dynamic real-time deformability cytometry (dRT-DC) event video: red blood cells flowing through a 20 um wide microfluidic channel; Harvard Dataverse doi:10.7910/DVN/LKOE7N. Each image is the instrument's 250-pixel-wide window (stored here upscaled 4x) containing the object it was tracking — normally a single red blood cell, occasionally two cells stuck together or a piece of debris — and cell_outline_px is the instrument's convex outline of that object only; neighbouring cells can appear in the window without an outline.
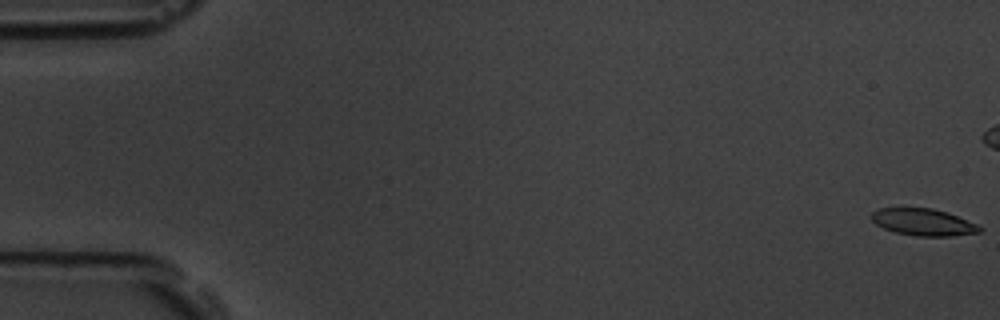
{"species": "common noctule bat (a hibernating species)", "species_latin": "Nyctalus noctula", "temperature_condition": "room temperature", "stored_images_in_passage": 14, "camera_frame_rate_fps": 3000, "um_per_image_px": 0.085, "animal": {"sex": "male", "body_mass_g": 19.5, "forearm_length_mm": 54.6}, "frame": {"image": 1, "passage_image": 1, "time_ms": 0.0, "image_size_px": [1000, 320], "cell_outline_px": [[984, 228], [980, 232], [952, 236], [916, 236], [896, 232], [884, 228], [876, 224], [872, 220], [872, 212], [876, 208], [932, 208], [948, 212], [976, 224]], "centroid_in_image_um": [78.49, 18.88], "position_along_channel_um": 6.5, "area_um2": 16.94}}
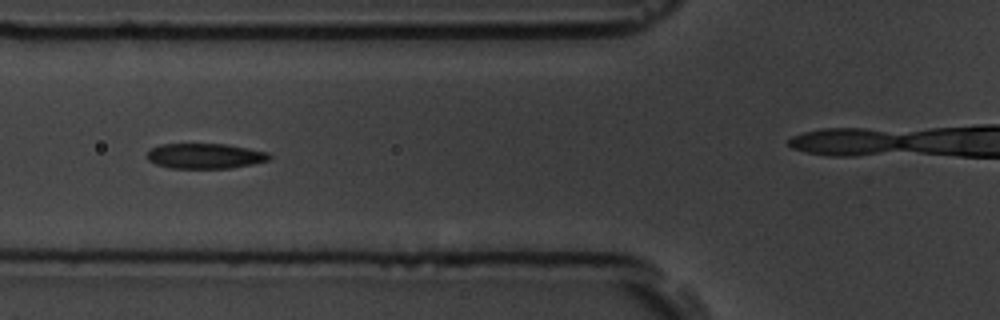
{"frame": {"image": 2, "passage_image": 7, "time_ms": 7.0, "image_size_px": [1000, 320], "cell_outline_px": [[272, 156], [268, 160], [252, 164], [232, 168], [168, 168], [156, 164], [148, 160], [148, 152], [152, 148], [160, 144], [228, 144], [268, 152]], "centroid_in_image_um": [17.44, 13.26], "position_along_channel_um": 108.4, "area_um2": 17.98}}
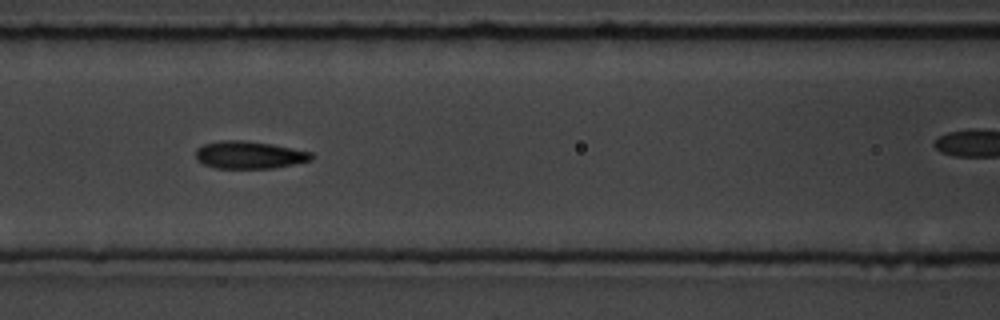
{"frame": {"image": 3, "passage_image": 8, "time_ms": 8.0, "image_size_px": [1000, 320], "cell_outline_px": [[312, 160], [272, 168], [216, 168], [204, 164], [196, 160], [196, 148], [204, 144], [224, 140], [244, 140], [272, 144], [312, 152]], "centroid_in_image_um": [21.16, 13.16], "position_along_channel_um": 145.4, "area_um2": 18.44}}